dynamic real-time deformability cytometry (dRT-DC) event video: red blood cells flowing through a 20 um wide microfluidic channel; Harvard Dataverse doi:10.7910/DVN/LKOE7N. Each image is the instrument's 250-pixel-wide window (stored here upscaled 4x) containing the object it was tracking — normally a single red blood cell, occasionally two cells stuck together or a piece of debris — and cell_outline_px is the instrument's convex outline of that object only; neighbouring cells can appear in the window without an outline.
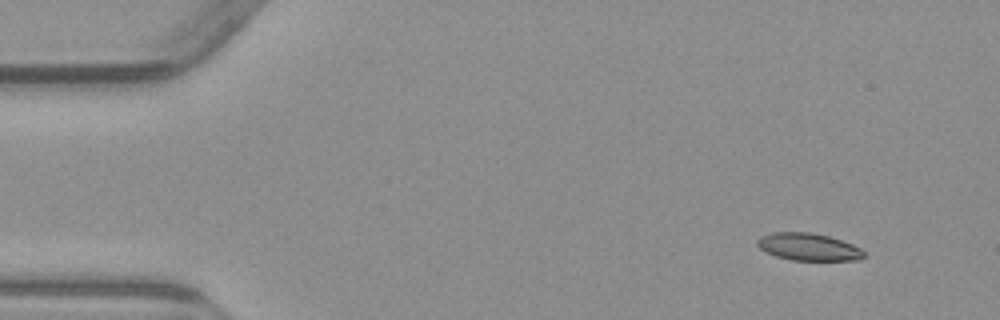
{"species": "common noctule bat (a hibernating species)", "species_latin": "Nyctalus noctula", "temperature_condition": "warm", "stored_images_in_passage": 3, "camera_frame_rate_fps": 3000, "um_per_image_px": 0.085, "animal": {"sex": "male", "body_mass_g": 23.1, "forearm_length_mm": 52.7}, "frame": {"image": 1, "passage_image": 1, "time_ms": 0.0, "image_size_px": [1000, 320], "cell_outline_px": [[864, 256], [860, 260], [792, 260], [776, 256], [764, 252], [756, 244], [756, 240], [760, 236], [772, 232], [808, 232], [828, 236], [852, 244], [860, 248], [864, 252]], "centroid_in_image_um": [68.67, 20.98], "position_along_channel_um": 16.3, "area_um2": 16.99}}